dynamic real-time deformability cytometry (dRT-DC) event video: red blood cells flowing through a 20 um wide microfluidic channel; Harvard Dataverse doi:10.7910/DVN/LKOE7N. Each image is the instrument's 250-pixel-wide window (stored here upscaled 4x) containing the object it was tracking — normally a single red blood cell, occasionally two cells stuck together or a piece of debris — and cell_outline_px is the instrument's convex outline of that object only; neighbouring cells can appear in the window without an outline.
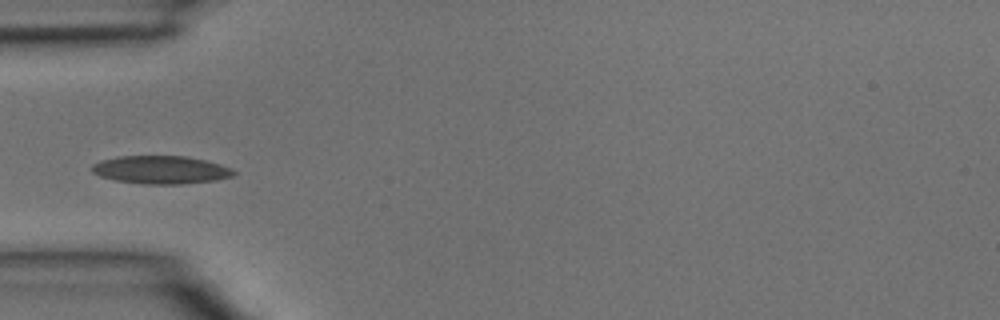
{"species": "common noctule bat (a hibernating species)", "species_latin": "Nyctalus noctula", "temperature_condition": "room temperature", "stored_images_in_passage": 4, "camera_frame_rate_fps": 3000, "um_per_image_px": 0.085, "animal": {"sex": "male", "body_mass_g": 15.6}, "frame": {"image": 1, "passage_image": 4, "time_ms": 1.0, "image_size_px": [1000, 320], "cell_outline_px": [[236, 172], [232, 176], [216, 180], [180, 184], [144, 184], [116, 180], [100, 176], [92, 172], [88, 168], [92, 164], [100, 160], [116, 156], [188, 156], [220, 164], [232, 168]], "centroid_in_image_um": [13.63, 14.42], "position_along_channel_um": 71.4, "area_um2": 23.29}}